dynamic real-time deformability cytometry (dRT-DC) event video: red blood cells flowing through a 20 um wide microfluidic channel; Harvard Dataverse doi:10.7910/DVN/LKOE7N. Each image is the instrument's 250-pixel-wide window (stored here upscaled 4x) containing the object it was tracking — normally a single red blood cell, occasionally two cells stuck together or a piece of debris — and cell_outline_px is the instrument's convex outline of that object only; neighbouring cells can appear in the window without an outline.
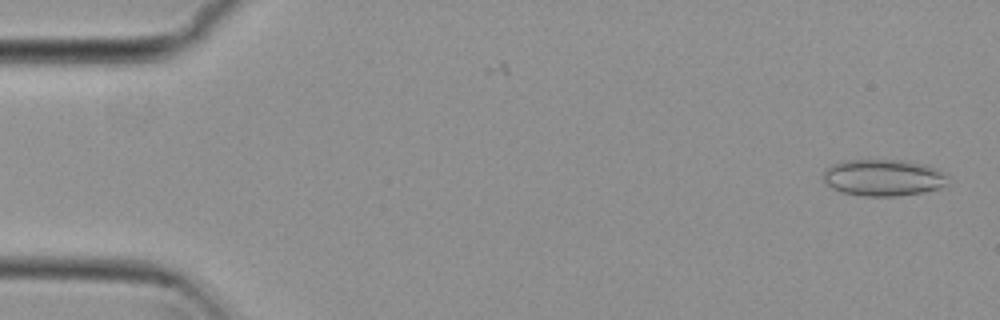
{"species": "common noctule bat (a hibernating species)", "species_latin": "Nyctalus noctula", "temperature_condition": "cold", "stored_images_in_passage": 16, "camera_frame_rate_fps": 3000, "um_per_image_px": 0.085, "animal": {"sex": "female", "body_mass_g": 29.2, "forearm_length_mm": 56.3}, "frame": {"image": 1, "passage_image": 1, "time_ms": 0.0, "image_size_px": [1000, 320], "cell_outline_px": [[948, 176], [944, 184], [936, 188], [920, 192], [896, 196], [864, 196], [840, 192], [832, 188], [824, 180], [824, 172], [832, 164], [844, 160], [900, 160], [924, 164], [936, 168]], "centroid_in_image_um": [75.04, 15.09], "position_along_channel_um": 10.0, "area_um2": 26.24}}
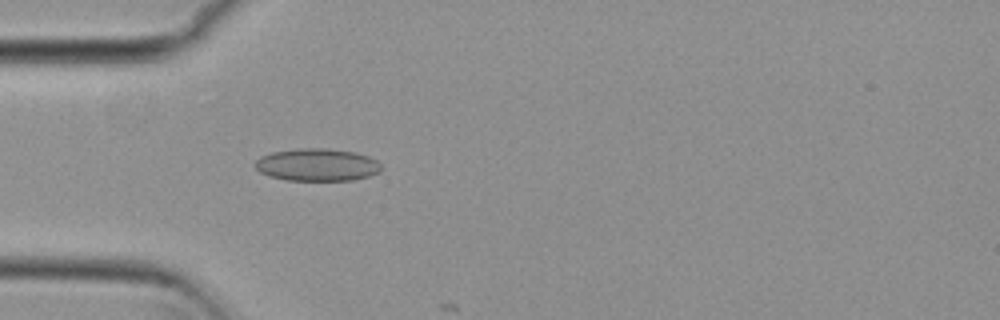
{"frame": {"image": 2, "passage_image": 15, "time_ms": 4.667, "image_size_px": [1000, 320], "cell_outline_px": [[380, 172], [368, 176], [352, 180], [284, 180], [268, 176], [260, 172], [256, 168], [256, 160], [260, 156], [272, 152], [296, 148], [320, 148], [352, 152], [368, 156], [376, 160], [380, 164]], "centroid_in_image_um": [26.92, 14.01], "position_along_channel_um": 58.1, "area_um2": 23.76}}